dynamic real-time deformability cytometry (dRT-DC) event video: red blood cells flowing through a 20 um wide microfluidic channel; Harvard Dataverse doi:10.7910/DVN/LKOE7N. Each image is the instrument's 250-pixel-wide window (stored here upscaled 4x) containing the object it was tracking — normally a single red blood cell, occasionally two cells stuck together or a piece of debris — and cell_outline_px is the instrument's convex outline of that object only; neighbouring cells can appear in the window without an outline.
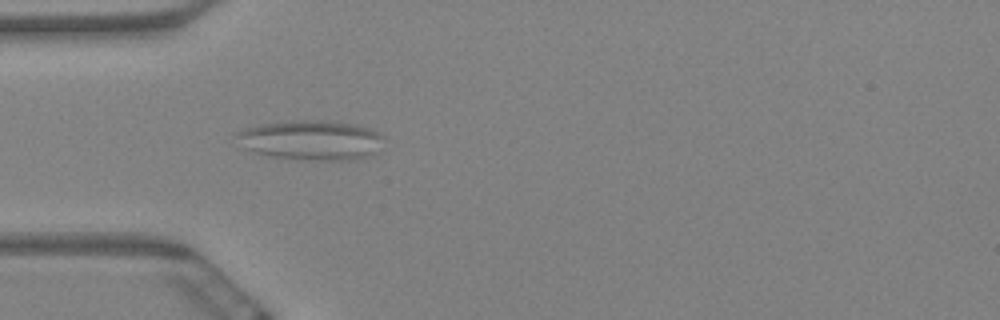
{"species": "Egyptian fruit bat (a non-hibernating species)", "species_latin": "Rousettus aegyptiacus", "temperature_condition": "warm", "stored_images_in_passage": 4, "camera_frame_rate_fps": 3000, "um_per_image_px": 0.085, "animal": {"sex": "female"}, "frame": {"image": 1, "passage_image": 4, "time_ms": 1.0, "image_size_px": [1000, 320], "cell_outline_px": [[384, 140], [372, 156], [356, 160], [312, 160], [268, 156], [244, 148], [236, 136], [236, 132], [244, 128], [260, 124], [288, 120], [328, 120], [356, 124], [380, 132], [384, 136]], "centroid_in_image_um": [26.48, 11.9], "position_along_channel_um": 58.5, "area_um2": 34.56}}